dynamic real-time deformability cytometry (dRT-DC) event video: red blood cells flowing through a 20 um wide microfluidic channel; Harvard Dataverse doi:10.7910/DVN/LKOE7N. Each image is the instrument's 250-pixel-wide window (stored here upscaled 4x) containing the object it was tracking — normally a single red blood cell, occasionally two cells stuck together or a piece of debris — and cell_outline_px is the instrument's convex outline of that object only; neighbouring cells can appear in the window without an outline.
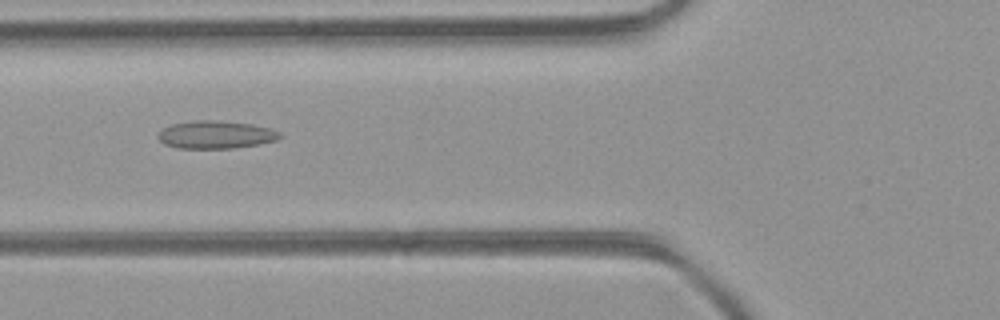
{"species": "common noctule bat (a hibernating species)", "species_latin": "Nyctalus noctula", "temperature_condition": "room temperature", "stored_images_in_passage": 5, "camera_frame_rate_fps": 3000, "um_per_image_px": 0.085, "animal": {"sex": "female", "body_mass_g": 21.9}, "frame": {"image": 1, "passage_image": 5, "time_ms": 1.333, "image_size_px": [1000, 320], "cell_outline_px": [[284, 136], [276, 140], [260, 144], [236, 148], [176, 148], [164, 144], [156, 136], [164, 128], [172, 124], [196, 120], [212, 120], [252, 124], [272, 128], [280, 132]], "centroid_in_image_um": [18.38, 11.45], "position_along_channel_um": 107.4, "area_um2": 19.83}}